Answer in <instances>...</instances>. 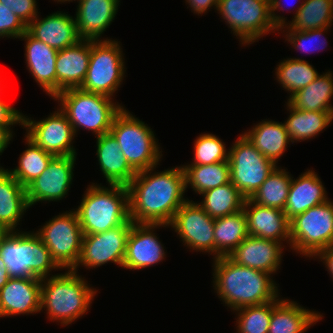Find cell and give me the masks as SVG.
Masks as SVG:
<instances>
[{
  "instance_id": "obj_42",
  "label": "cell",
  "mask_w": 333,
  "mask_h": 333,
  "mask_svg": "<svg viewBox=\"0 0 333 333\" xmlns=\"http://www.w3.org/2000/svg\"><path fill=\"white\" fill-rule=\"evenodd\" d=\"M27 31V26L10 11L7 7L0 3V38H19Z\"/></svg>"
},
{
  "instance_id": "obj_15",
  "label": "cell",
  "mask_w": 333,
  "mask_h": 333,
  "mask_svg": "<svg viewBox=\"0 0 333 333\" xmlns=\"http://www.w3.org/2000/svg\"><path fill=\"white\" fill-rule=\"evenodd\" d=\"M215 219L206 214L198 202L187 200L169 224L190 250L207 252L214 257Z\"/></svg>"
},
{
  "instance_id": "obj_24",
  "label": "cell",
  "mask_w": 333,
  "mask_h": 333,
  "mask_svg": "<svg viewBox=\"0 0 333 333\" xmlns=\"http://www.w3.org/2000/svg\"><path fill=\"white\" fill-rule=\"evenodd\" d=\"M76 10V26L81 39H101L102 34L111 25L118 12L120 0H78Z\"/></svg>"
},
{
  "instance_id": "obj_43",
  "label": "cell",
  "mask_w": 333,
  "mask_h": 333,
  "mask_svg": "<svg viewBox=\"0 0 333 333\" xmlns=\"http://www.w3.org/2000/svg\"><path fill=\"white\" fill-rule=\"evenodd\" d=\"M0 3L10 7V11L26 26L39 14L36 0H0Z\"/></svg>"
},
{
  "instance_id": "obj_19",
  "label": "cell",
  "mask_w": 333,
  "mask_h": 333,
  "mask_svg": "<svg viewBox=\"0 0 333 333\" xmlns=\"http://www.w3.org/2000/svg\"><path fill=\"white\" fill-rule=\"evenodd\" d=\"M284 244L248 235L228 256L234 263L274 274L280 268Z\"/></svg>"
},
{
  "instance_id": "obj_12",
  "label": "cell",
  "mask_w": 333,
  "mask_h": 333,
  "mask_svg": "<svg viewBox=\"0 0 333 333\" xmlns=\"http://www.w3.org/2000/svg\"><path fill=\"white\" fill-rule=\"evenodd\" d=\"M231 183L250 198L277 165L261 154L242 133L229 149Z\"/></svg>"
},
{
  "instance_id": "obj_34",
  "label": "cell",
  "mask_w": 333,
  "mask_h": 333,
  "mask_svg": "<svg viewBox=\"0 0 333 333\" xmlns=\"http://www.w3.org/2000/svg\"><path fill=\"white\" fill-rule=\"evenodd\" d=\"M185 190L191 186L197 194L231 182L229 160L207 165H182Z\"/></svg>"
},
{
  "instance_id": "obj_26",
  "label": "cell",
  "mask_w": 333,
  "mask_h": 333,
  "mask_svg": "<svg viewBox=\"0 0 333 333\" xmlns=\"http://www.w3.org/2000/svg\"><path fill=\"white\" fill-rule=\"evenodd\" d=\"M96 155L100 170L109 185L127 186L136 172L127 162L117 140L109 132L96 137Z\"/></svg>"
},
{
  "instance_id": "obj_18",
  "label": "cell",
  "mask_w": 333,
  "mask_h": 333,
  "mask_svg": "<svg viewBox=\"0 0 333 333\" xmlns=\"http://www.w3.org/2000/svg\"><path fill=\"white\" fill-rule=\"evenodd\" d=\"M41 311V279L11 277L0 289V317L29 315Z\"/></svg>"
},
{
  "instance_id": "obj_4",
  "label": "cell",
  "mask_w": 333,
  "mask_h": 333,
  "mask_svg": "<svg viewBox=\"0 0 333 333\" xmlns=\"http://www.w3.org/2000/svg\"><path fill=\"white\" fill-rule=\"evenodd\" d=\"M76 212L83 235L102 233L130 220L127 186L92 183ZM110 186V187H109Z\"/></svg>"
},
{
  "instance_id": "obj_44",
  "label": "cell",
  "mask_w": 333,
  "mask_h": 333,
  "mask_svg": "<svg viewBox=\"0 0 333 333\" xmlns=\"http://www.w3.org/2000/svg\"><path fill=\"white\" fill-rule=\"evenodd\" d=\"M23 124V114L0 98V127L11 128Z\"/></svg>"
},
{
  "instance_id": "obj_36",
  "label": "cell",
  "mask_w": 333,
  "mask_h": 333,
  "mask_svg": "<svg viewBox=\"0 0 333 333\" xmlns=\"http://www.w3.org/2000/svg\"><path fill=\"white\" fill-rule=\"evenodd\" d=\"M277 66L276 80L290 93L287 99L309 85L320 74L307 60L301 58H284Z\"/></svg>"
},
{
  "instance_id": "obj_38",
  "label": "cell",
  "mask_w": 333,
  "mask_h": 333,
  "mask_svg": "<svg viewBox=\"0 0 333 333\" xmlns=\"http://www.w3.org/2000/svg\"><path fill=\"white\" fill-rule=\"evenodd\" d=\"M27 147L19 156L18 166L7 171L25 188L48 167L55 157L37 146L26 135Z\"/></svg>"
},
{
  "instance_id": "obj_6",
  "label": "cell",
  "mask_w": 333,
  "mask_h": 333,
  "mask_svg": "<svg viewBox=\"0 0 333 333\" xmlns=\"http://www.w3.org/2000/svg\"><path fill=\"white\" fill-rule=\"evenodd\" d=\"M0 255L10 277L48 278L49 272L61 269L48 248L33 231L8 232L0 243Z\"/></svg>"
},
{
  "instance_id": "obj_8",
  "label": "cell",
  "mask_w": 333,
  "mask_h": 333,
  "mask_svg": "<svg viewBox=\"0 0 333 333\" xmlns=\"http://www.w3.org/2000/svg\"><path fill=\"white\" fill-rule=\"evenodd\" d=\"M333 245V202L309 208L290 219V249L305 257L314 258Z\"/></svg>"
},
{
  "instance_id": "obj_21",
  "label": "cell",
  "mask_w": 333,
  "mask_h": 333,
  "mask_svg": "<svg viewBox=\"0 0 333 333\" xmlns=\"http://www.w3.org/2000/svg\"><path fill=\"white\" fill-rule=\"evenodd\" d=\"M18 39L25 40V60L32 77L51 98L56 96V58L58 50L34 38L28 31Z\"/></svg>"
},
{
  "instance_id": "obj_23",
  "label": "cell",
  "mask_w": 333,
  "mask_h": 333,
  "mask_svg": "<svg viewBox=\"0 0 333 333\" xmlns=\"http://www.w3.org/2000/svg\"><path fill=\"white\" fill-rule=\"evenodd\" d=\"M91 56V40L81 39L75 45L58 50L56 58V95L80 88L85 80Z\"/></svg>"
},
{
  "instance_id": "obj_32",
  "label": "cell",
  "mask_w": 333,
  "mask_h": 333,
  "mask_svg": "<svg viewBox=\"0 0 333 333\" xmlns=\"http://www.w3.org/2000/svg\"><path fill=\"white\" fill-rule=\"evenodd\" d=\"M319 74L309 85L292 95L287 102L303 111H333V73Z\"/></svg>"
},
{
  "instance_id": "obj_17",
  "label": "cell",
  "mask_w": 333,
  "mask_h": 333,
  "mask_svg": "<svg viewBox=\"0 0 333 333\" xmlns=\"http://www.w3.org/2000/svg\"><path fill=\"white\" fill-rule=\"evenodd\" d=\"M169 227L166 224L133 223L127 239L124 269L141 270L164 260L163 244L154 233L156 228Z\"/></svg>"
},
{
  "instance_id": "obj_39",
  "label": "cell",
  "mask_w": 333,
  "mask_h": 333,
  "mask_svg": "<svg viewBox=\"0 0 333 333\" xmlns=\"http://www.w3.org/2000/svg\"><path fill=\"white\" fill-rule=\"evenodd\" d=\"M273 301L261 305L245 306L234 310L238 333H268Z\"/></svg>"
},
{
  "instance_id": "obj_13",
  "label": "cell",
  "mask_w": 333,
  "mask_h": 333,
  "mask_svg": "<svg viewBox=\"0 0 333 333\" xmlns=\"http://www.w3.org/2000/svg\"><path fill=\"white\" fill-rule=\"evenodd\" d=\"M132 224L129 220L102 233L83 235L80 258L73 270L78 272L80 265L86 269L98 268L109 262L123 267Z\"/></svg>"
},
{
  "instance_id": "obj_30",
  "label": "cell",
  "mask_w": 333,
  "mask_h": 333,
  "mask_svg": "<svg viewBox=\"0 0 333 333\" xmlns=\"http://www.w3.org/2000/svg\"><path fill=\"white\" fill-rule=\"evenodd\" d=\"M285 103L290 115L284 124L291 143L314 138L333 120V111H303Z\"/></svg>"
},
{
  "instance_id": "obj_41",
  "label": "cell",
  "mask_w": 333,
  "mask_h": 333,
  "mask_svg": "<svg viewBox=\"0 0 333 333\" xmlns=\"http://www.w3.org/2000/svg\"><path fill=\"white\" fill-rule=\"evenodd\" d=\"M330 27L307 30V31H296V30H284L281 33L286 32V41L292 45L296 50L303 51L304 53H310L313 50L318 51L325 49L327 47L326 39L323 38V33H327ZM313 48V49H312Z\"/></svg>"
},
{
  "instance_id": "obj_50",
  "label": "cell",
  "mask_w": 333,
  "mask_h": 333,
  "mask_svg": "<svg viewBox=\"0 0 333 333\" xmlns=\"http://www.w3.org/2000/svg\"><path fill=\"white\" fill-rule=\"evenodd\" d=\"M7 233L8 231L0 225V243Z\"/></svg>"
},
{
  "instance_id": "obj_51",
  "label": "cell",
  "mask_w": 333,
  "mask_h": 333,
  "mask_svg": "<svg viewBox=\"0 0 333 333\" xmlns=\"http://www.w3.org/2000/svg\"><path fill=\"white\" fill-rule=\"evenodd\" d=\"M67 1H68V2H73V1H76V0H54V2H58V3H59V2H60V3H65V2L67 3ZM77 1H78V0H77Z\"/></svg>"
},
{
  "instance_id": "obj_9",
  "label": "cell",
  "mask_w": 333,
  "mask_h": 333,
  "mask_svg": "<svg viewBox=\"0 0 333 333\" xmlns=\"http://www.w3.org/2000/svg\"><path fill=\"white\" fill-rule=\"evenodd\" d=\"M218 14L242 46L251 45L269 32L279 31L271 18V3L258 0H219Z\"/></svg>"
},
{
  "instance_id": "obj_37",
  "label": "cell",
  "mask_w": 333,
  "mask_h": 333,
  "mask_svg": "<svg viewBox=\"0 0 333 333\" xmlns=\"http://www.w3.org/2000/svg\"><path fill=\"white\" fill-rule=\"evenodd\" d=\"M291 180V174L277 166L249 199L260 206L284 210Z\"/></svg>"
},
{
  "instance_id": "obj_47",
  "label": "cell",
  "mask_w": 333,
  "mask_h": 333,
  "mask_svg": "<svg viewBox=\"0 0 333 333\" xmlns=\"http://www.w3.org/2000/svg\"><path fill=\"white\" fill-rule=\"evenodd\" d=\"M314 258H318L325 264L327 271L333 278V245L320 251Z\"/></svg>"
},
{
  "instance_id": "obj_35",
  "label": "cell",
  "mask_w": 333,
  "mask_h": 333,
  "mask_svg": "<svg viewBox=\"0 0 333 333\" xmlns=\"http://www.w3.org/2000/svg\"><path fill=\"white\" fill-rule=\"evenodd\" d=\"M200 195L203 199L198 204L213 219L243 210L246 199L231 182L207 190Z\"/></svg>"
},
{
  "instance_id": "obj_27",
  "label": "cell",
  "mask_w": 333,
  "mask_h": 333,
  "mask_svg": "<svg viewBox=\"0 0 333 333\" xmlns=\"http://www.w3.org/2000/svg\"><path fill=\"white\" fill-rule=\"evenodd\" d=\"M322 317L319 312L306 309L296 301L278 297L273 301L268 333H304Z\"/></svg>"
},
{
  "instance_id": "obj_7",
  "label": "cell",
  "mask_w": 333,
  "mask_h": 333,
  "mask_svg": "<svg viewBox=\"0 0 333 333\" xmlns=\"http://www.w3.org/2000/svg\"><path fill=\"white\" fill-rule=\"evenodd\" d=\"M110 133L136 173L158 166L163 154L152 128L126 108L115 116Z\"/></svg>"
},
{
  "instance_id": "obj_28",
  "label": "cell",
  "mask_w": 333,
  "mask_h": 333,
  "mask_svg": "<svg viewBox=\"0 0 333 333\" xmlns=\"http://www.w3.org/2000/svg\"><path fill=\"white\" fill-rule=\"evenodd\" d=\"M29 208L26 188L7 169H0V225L8 232L16 229Z\"/></svg>"
},
{
  "instance_id": "obj_20",
  "label": "cell",
  "mask_w": 333,
  "mask_h": 333,
  "mask_svg": "<svg viewBox=\"0 0 333 333\" xmlns=\"http://www.w3.org/2000/svg\"><path fill=\"white\" fill-rule=\"evenodd\" d=\"M243 211L250 236L280 243L285 241L290 245V220L283 210L260 206L246 198Z\"/></svg>"
},
{
  "instance_id": "obj_10",
  "label": "cell",
  "mask_w": 333,
  "mask_h": 333,
  "mask_svg": "<svg viewBox=\"0 0 333 333\" xmlns=\"http://www.w3.org/2000/svg\"><path fill=\"white\" fill-rule=\"evenodd\" d=\"M122 52L120 41L91 40L89 67L80 89L114 97L126 76Z\"/></svg>"
},
{
  "instance_id": "obj_11",
  "label": "cell",
  "mask_w": 333,
  "mask_h": 333,
  "mask_svg": "<svg viewBox=\"0 0 333 333\" xmlns=\"http://www.w3.org/2000/svg\"><path fill=\"white\" fill-rule=\"evenodd\" d=\"M42 227V228H41ZM35 232L62 269H73L81 254L83 233L76 212L61 213Z\"/></svg>"
},
{
  "instance_id": "obj_14",
  "label": "cell",
  "mask_w": 333,
  "mask_h": 333,
  "mask_svg": "<svg viewBox=\"0 0 333 333\" xmlns=\"http://www.w3.org/2000/svg\"><path fill=\"white\" fill-rule=\"evenodd\" d=\"M26 136L37 146L53 156H76L72 145L75 132L65 114L59 109L39 121L23 114Z\"/></svg>"
},
{
  "instance_id": "obj_49",
  "label": "cell",
  "mask_w": 333,
  "mask_h": 333,
  "mask_svg": "<svg viewBox=\"0 0 333 333\" xmlns=\"http://www.w3.org/2000/svg\"><path fill=\"white\" fill-rule=\"evenodd\" d=\"M11 277L8 274L7 266L0 255V289L8 282Z\"/></svg>"
},
{
  "instance_id": "obj_45",
  "label": "cell",
  "mask_w": 333,
  "mask_h": 333,
  "mask_svg": "<svg viewBox=\"0 0 333 333\" xmlns=\"http://www.w3.org/2000/svg\"><path fill=\"white\" fill-rule=\"evenodd\" d=\"M194 14H205L211 7L217 10L219 0H185Z\"/></svg>"
},
{
  "instance_id": "obj_31",
  "label": "cell",
  "mask_w": 333,
  "mask_h": 333,
  "mask_svg": "<svg viewBox=\"0 0 333 333\" xmlns=\"http://www.w3.org/2000/svg\"><path fill=\"white\" fill-rule=\"evenodd\" d=\"M243 210L216 218L214 224V258L228 257L248 236Z\"/></svg>"
},
{
  "instance_id": "obj_48",
  "label": "cell",
  "mask_w": 333,
  "mask_h": 333,
  "mask_svg": "<svg viewBox=\"0 0 333 333\" xmlns=\"http://www.w3.org/2000/svg\"><path fill=\"white\" fill-rule=\"evenodd\" d=\"M13 133L11 128L0 127V155L6 150L8 144H10L14 135ZM0 169H3V167L0 166Z\"/></svg>"
},
{
  "instance_id": "obj_2",
  "label": "cell",
  "mask_w": 333,
  "mask_h": 333,
  "mask_svg": "<svg viewBox=\"0 0 333 333\" xmlns=\"http://www.w3.org/2000/svg\"><path fill=\"white\" fill-rule=\"evenodd\" d=\"M212 264L213 287L231 311L268 303L280 296L273 276L267 272L240 266L228 257L216 258Z\"/></svg>"
},
{
  "instance_id": "obj_5",
  "label": "cell",
  "mask_w": 333,
  "mask_h": 333,
  "mask_svg": "<svg viewBox=\"0 0 333 333\" xmlns=\"http://www.w3.org/2000/svg\"><path fill=\"white\" fill-rule=\"evenodd\" d=\"M59 102V109L69 120L75 135L79 128L93 131L95 137L110 132L115 116L123 106L113 98L80 88L61 91L54 98Z\"/></svg>"
},
{
  "instance_id": "obj_33",
  "label": "cell",
  "mask_w": 333,
  "mask_h": 333,
  "mask_svg": "<svg viewBox=\"0 0 333 333\" xmlns=\"http://www.w3.org/2000/svg\"><path fill=\"white\" fill-rule=\"evenodd\" d=\"M295 10L285 30L307 31L330 27L333 22V0H304Z\"/></svg>"
},
{
  "instance_id": "obj_29",
  "label": "cell",
  "mask_w": 333,
  "mask_h": 333,
  "mask_svg": "<svg viewBox=\"0 0 333 333\" xmlns=\"http://www.w3.org/2000/svg\"><path fill=\"white\" fill-rule=\"evenodd\" d=\"M254 147L276 165L291 142L284 123L262 120L243 133Z\"/></svg>"
},
{
  "instance_id": "obj_1",
  "label": "cell",
  "mask_w": 333,
  "mask_h": 333,
  "mask_svg": "<svg viewBox=\"0 0 333 333\" xmlns=\"http://www.w3.org/2000/svg\"><path fill=\"white\" fill-rule=\"evenodd\" d=\"M156 167L137 172L127 185L129 214L133 223L169 225L175 212L188 200L184 197L183 167L153 173Z\"/></svg>"
},
{
  "instance_id": "obj_22",
  "label": "cell",
  "mask_w": 333,
  "mask_h": 333,
  "mask_svg": "<svg viewBox=\"0 0 333 333\" xmlns=\"http://www.w3.org/2000/svg\"><path fill=\"white\" fill-rule=\"evenodd\" d=\"M27 31L36 39L57 50L75 45L81 40L75 17L57 11L46 17L39 15L27 25Z\"/></svg>"
},
{
  "instance_id": "obj_40",
  "label": "cell",
  "mask_w": 333,
  "mask_h": 333,
  "mask_svg": "<svg viewBox=\"0 0 333 333\" xmlns=\"http://www.w3.org/2000/svg\"><path fill=\"white\" fill-rule=\"evenodd\" d=\"M194 141V160L188 165H207L228 160L229 148L216 135L203 133Z\"/></svg>"
},
{
  "instance_id": "obj_25",
  "label": "cell",
  "mask_w": 333,
  "mask_h": 333,
  "mask_svg": "<svg viewBox=\"0 0 333 333\" xmlns=\"http://www.w3.org/2000/svg\"><path fill=\"white\" fill-rule=\"evenodd\" d=\"M326 192L318 174L313 169H307L297 179L292 177L287 202L283 211L290 220L294 216L304 213L309 208L329 200Z\"/></svg>"
},
{
  "instance_id": "obj_16",
  "label": "cell",
  "mask_w": 333,
  "mask_h": 333,
  "mask_svg": "<svg viewBox=\"0 0 333 333\" xmlns=\"http://www.w3.org/2000/svg\"><path fill=\"white\" fill-rule=\"evenodd\" d=\"M76 156H55L41 175L26 187L29 208L37 202L60 201L71 188Z\"/></svg>"
},
{
  "instance_id": "obj_46",
  "label": "cell",
  "mask_w": 333,
  "mask_h": 333,
  "mask_svg": "<svg viewBox=\"0 0 333 333\" xmlns=\"http://www.w3.org/2000/svg\"><path fill=\"white\" fill-rule=\"evenodd\" d=\"M258 1H264L267 3H271V18L273 23L275 24V26L279 29L285 25L288 24V22H286V19L283 17L278 15L276 11L281 10L283 8V6L281 5L282 1L281 0H258ZM276 12V13H275Z\"/></svg>"
},
{
  "instance_id": "obj_3",
  "label": "cell",
  "mask_w": 333,
  "mask_h": 333,
  "mask_svg": "<svg viewBox=\"0 0 333 333\" xmlns=\"http://www.w3.org/2000/svg\"><path fill=\"white\" fill-rule=\"evenodd\" d=\"M97 292L77 271L68 269L41 279V310L49 320L67 326L87 313Z\"/></svg>"
}]
</instances>
